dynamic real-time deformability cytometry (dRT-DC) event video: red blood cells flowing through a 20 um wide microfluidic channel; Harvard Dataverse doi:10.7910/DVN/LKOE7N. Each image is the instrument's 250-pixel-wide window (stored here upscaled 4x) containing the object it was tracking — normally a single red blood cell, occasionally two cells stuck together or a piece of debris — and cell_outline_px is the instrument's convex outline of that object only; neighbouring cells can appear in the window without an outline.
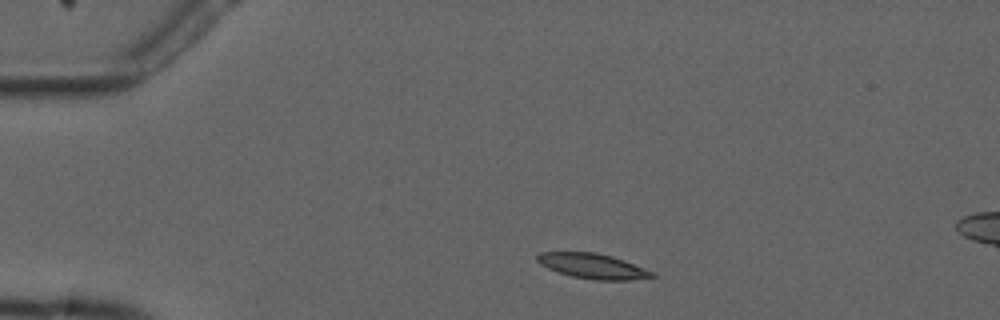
{"species": "common noctule bat (a hibernating species)", "species_latin": "Nyctalus noctula", "temperature_condition": "cold", "stored_images_in_passage": 3, "camera_frame_rate_fps": 3000, "um_per_image_px": 0.085, "animal": {"sex": "male", "forearm_length_mm": 52.5}, "frame": {"image": 1, "passage_image": 1, "time_ms": 0.0, "image_size_px": [1000, 320], "cell_outline_px": [[656, 276], [628, 280], [596, 280], [572, 276], [548, 268], [540, 264], [536, 260], [536, 256], [540, 252], [596, 252], [612, 256], [624, 260], [652, 272]], "centroid_in_image_um": [50.34, 22.6], "position_along_channel_um": 34.7, "area_um2": 16.53}}